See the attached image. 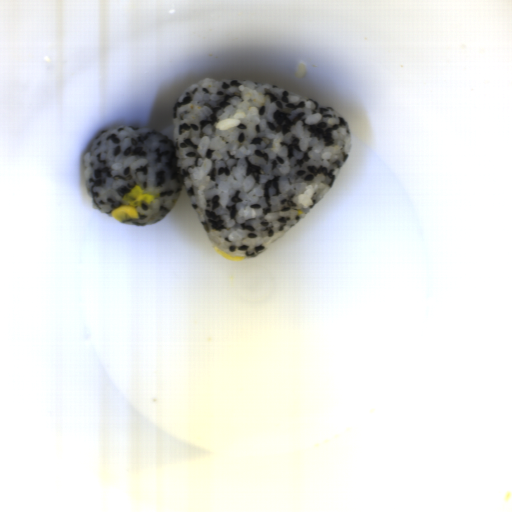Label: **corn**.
<instances>
[{
    "label": "corn",
    "instance_id": "1",
    "mask_svg": "<svg viewBox=\"0 0 512 512\" xmlns=\"http://www.w3.org/2000/svg\"><path fill=\"white\" fill-rule=\"evenodd\" d=\"M154 194L146 193L141 186L135 185L123 197L125 205L113 208L111 216L119 222L128 219H139L140 215L136 207L152 204Z\"/></svg>",
    "mask_w": 512,
    "mask_h": 512
},
{
    "label": "corn",
    "instance_id": "2",
    "mask_svg": "<svg viewBox=\"0 0 512 512\" xmlns=\"http://www.w3.org/2000/svg\"><path fill=\"white\" fill-rule=\"evenodd\" d=\"M215 252H217L223 259L227 260V261H230V262H233V263H239L241 261H244V256H230L228 254H226L225 252H223L222 250H220L219 248H214Z\"/></svg>",
    "mask_w": 512,
    "mask_h": 512
}]
</instances>
